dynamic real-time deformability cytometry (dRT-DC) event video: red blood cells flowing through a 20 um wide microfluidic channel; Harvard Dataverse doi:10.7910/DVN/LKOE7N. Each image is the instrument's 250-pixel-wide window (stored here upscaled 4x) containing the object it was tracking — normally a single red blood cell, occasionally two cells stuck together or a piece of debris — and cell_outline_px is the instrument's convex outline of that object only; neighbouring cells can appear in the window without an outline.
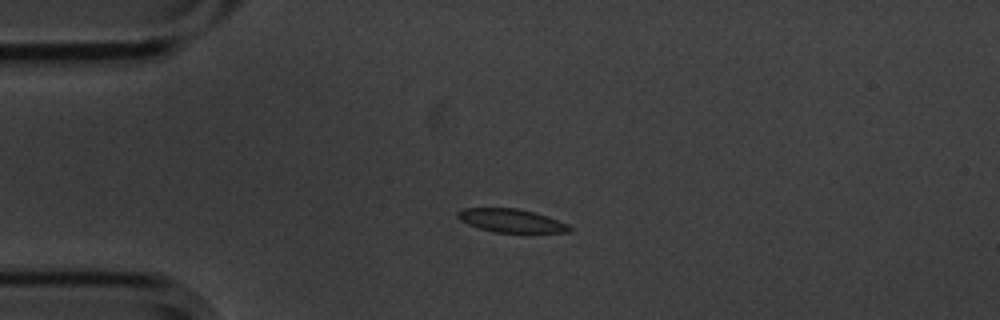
{"species": "common noctule bat (a hibernating species)", "species_latin": "Nyctalus noctula", "temperature_condition": "cold", "stored_images_in_passage": 43, "camera_frame_rate_fps": 3000, "um_per_image_px": 0.085, "animal": {"sex": "male", "body_mass_g": 20.1, "forearm_length_mm": 53.5}, "frame": {"image": 1, "passage_image": 1, "time_ms": 0.0, "image_size_px": [1000, 320], "cell_outline_px": [[572, 232], [496, 232], [480, 228], [468, 224], [460, 220], [456, 216], [456, 212], [464, 208], [516, 208], [532, 212], [568, 224], [572, 228]], "centroid_in_image_um": [43.41, 18.75], "position_along_channel_um": 41.6, "area_um2": 14.91}}
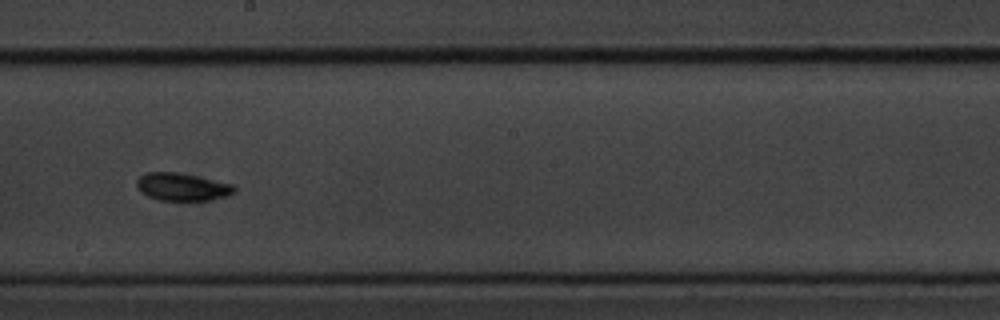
{"frame": {"image": 2, "passage_image": 19, "time_ms": 6.0, "image_size_px": [1000, 320], "cell_outline_px": [[236, 192], [228, 196], [208, 200], [180, 204], [160, 200], [148, 196], [140, 192], [136, 188], [136, 180], [144, 172], [176, 172], [196, 176], [232, 184], [236, 188]], "centroid_in_image_um": [15.46, 15.93], "position_along_channel_um": 232.7, "area_um2": 16.47}}
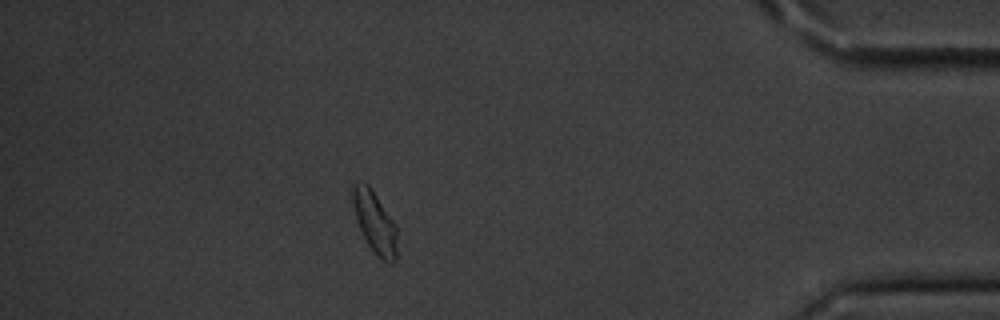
{"frame": {"image": 3, "passage_image": 37, "time_ms": 12.0, "image_size_px": [1000, 320], "cell_outline_px": [[396, 260], [392, 264], [388, 264], [368, 244], [356, 220], [352, 204], [352, 188], [360, 180], [364, 180], [368, 184], [396, 224]], "centroid_in_image_um": [31.85, 18.85], "position_along_channel_um": 403.4, "area_um2": 15.78}, "authors_computed_cell_mechanics": {"area_um2": 15.7216, "velocity_mm_per_s": 3.5694, "shape_relaxation_time_tau1_ms": 3.3306, "shape_relaxation_time_tau2_ms": 6.2321, "deformation_change_tau1": 0.0909, "deformation_change_tau2": 0.081}}